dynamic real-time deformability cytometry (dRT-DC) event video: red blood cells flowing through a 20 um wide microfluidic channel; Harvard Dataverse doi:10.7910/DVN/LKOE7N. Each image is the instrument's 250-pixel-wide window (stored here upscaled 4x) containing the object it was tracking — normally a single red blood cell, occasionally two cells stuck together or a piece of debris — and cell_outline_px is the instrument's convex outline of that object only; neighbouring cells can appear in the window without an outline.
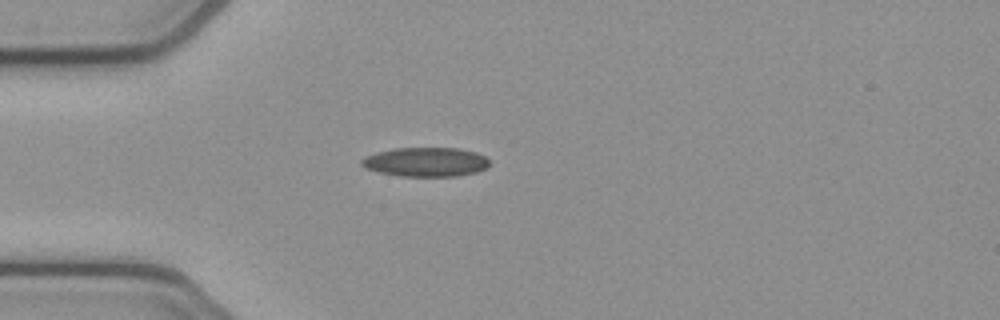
{"species": "common noctule bat (a hibernating species)", "species_latin": "Nyctalus noctula", "temperature_condition": "cold", "stored_images_in_passage": 3, "camera_frame_rate_fps": 3000, "um_per_image_px": 0.085, "animal": {"sex": "female", "body_mass_g": 21.9}, "frame": {"image": 1, "passage_image": 3, "time_ms": 0.667, "image_size_px": [1000, 320], "cell_outline_px": [[492, 164], [488, 168], [476, 172], [456, 176], [400, 176], [380, 172], [364, 168], [360, 164], [360, 160], [364, 156], [376, 152], [392, 148], [460, 148], [476, 152], [484, 156]], "centroid_in_image_um": [36.18, 13.76], "position_along_channel_um": 48.8, "area_um2": 22.02}}